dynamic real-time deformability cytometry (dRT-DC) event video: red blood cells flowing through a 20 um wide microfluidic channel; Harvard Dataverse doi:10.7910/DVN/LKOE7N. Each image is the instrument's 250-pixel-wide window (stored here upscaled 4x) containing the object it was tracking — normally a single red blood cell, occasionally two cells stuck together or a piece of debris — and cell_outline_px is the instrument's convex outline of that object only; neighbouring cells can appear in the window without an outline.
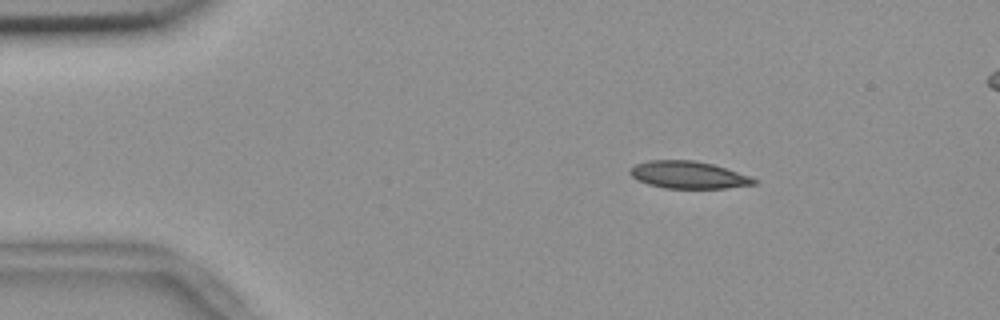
{"species": "common noctule bat (a hibernating species)", "species_latin": "Nyctalus noctula", "temperature_condition": "room temperature", "stored_images_in_passage": 48, "segment_of_instrument_passage": [1, 2], "camera_frame_rate_fps": 3000, "um_per_image_px": 0.085, "animal": {"sex": "female", "body_mass_g": 18.4}, "frame": {"image": 1, "passage_image": 1, "time_ms": 0.0, "image_size_px": [1000, 320], "cell_outline_px": [[760, 180], [756, 184], [724, 188], [664, 188], [648, 184], [636, 180], [628, 172], [628, 168], [636, 164], [648, 160], [692, 160], [712, 164]], "centroid_in_image_um": [58.45, 14.87], "position_along_channel_um": 26.5, "area_um2": 19.65}}
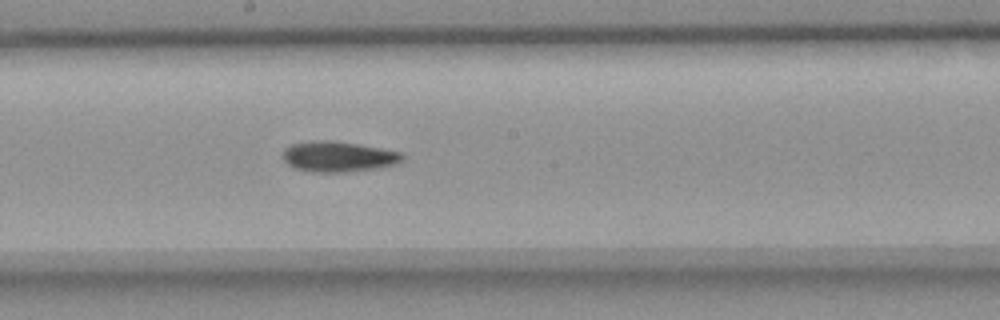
{"frame": {"image": 2, "passage_image": 22, "time_ms": 7.0, "image_size_px": [1000, 320], "cell_outline_px": [[404, 160], [396, 164], [376, 168], [344, 172], [312, 172], [296, 168], [288, 164], [284, 160], [284, 148], [292, 144], [312, 140], [332, 140], [380, 148], [400, 152], [404, 156]], "centroid_in_image_um": [28.75, 13.31], "position_along_channel_um": 219.4, "area_um2": 21.1}}
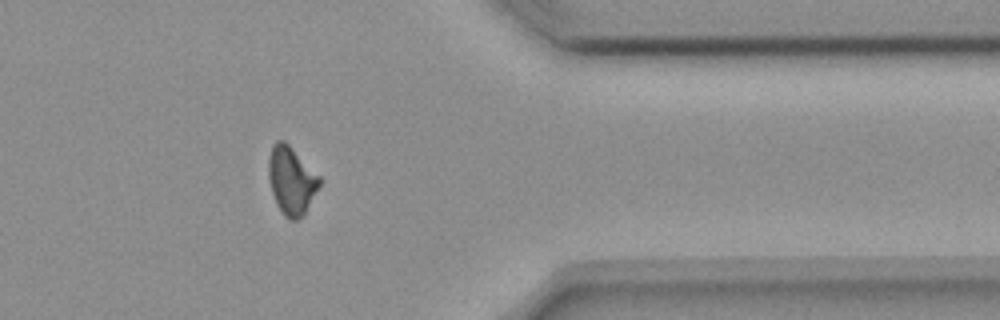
{"frame": {"image": 3, "passage_image": 37, "time_ms": 12.0, "image_size_px": [1000, 320], "cell_outline_px": [[320, 184], [304, 216], [296, 220], [288, 220], [284, 216], [276, 204], [272, 192], [268, 176], [268, 160], [272, 144], [276, 140], [284, 140], [320, 176]], "centroid_in_image_um": [24.75, 15.35], "position_along_channel_um": 386.6, "area_um2": 20.23}}